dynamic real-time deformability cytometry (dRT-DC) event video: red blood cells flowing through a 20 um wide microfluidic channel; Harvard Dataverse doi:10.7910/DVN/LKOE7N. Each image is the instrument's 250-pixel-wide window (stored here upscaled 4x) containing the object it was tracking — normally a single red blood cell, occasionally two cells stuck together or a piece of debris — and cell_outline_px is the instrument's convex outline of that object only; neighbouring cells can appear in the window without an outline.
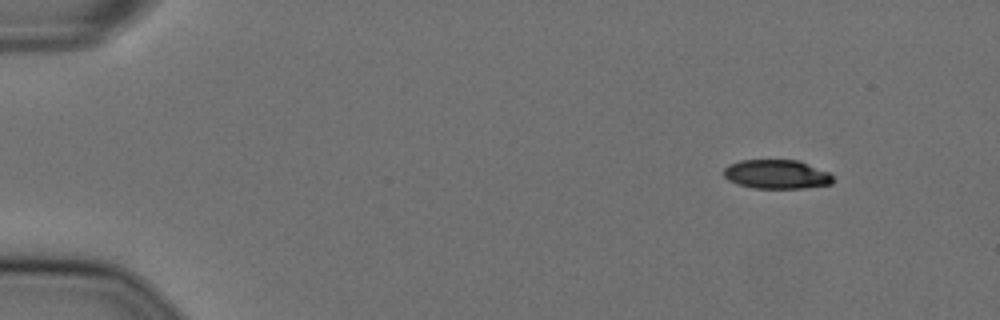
{"species": "Egyptian fruit bat (a non-hibernating species)", "species_latin": "Rousettus aegyptiacus", "temperature_condition": "cold", "stored_images_in_passage": 51, "camera_frame_rate_fps": 3000, "um_per_image_px": 0.085, "animal": {"sex": "female"}, "frame": {"image": 1, "passage_image": 1, "time_ms": 0.0, "image_size_px": [1000, 320], "cell_outline_px": [[832, 184], [804, 188], [752, 188], [736, 184], [728, 180], [724, 176], [724, 168], [728, 164], [740, 160], [800, 160], [828, 172], [832, 176]], "centroid_in_image_um": [65.98, 14.81], "position_along_channel_um": 19.0, "area_um2": 18.61}}
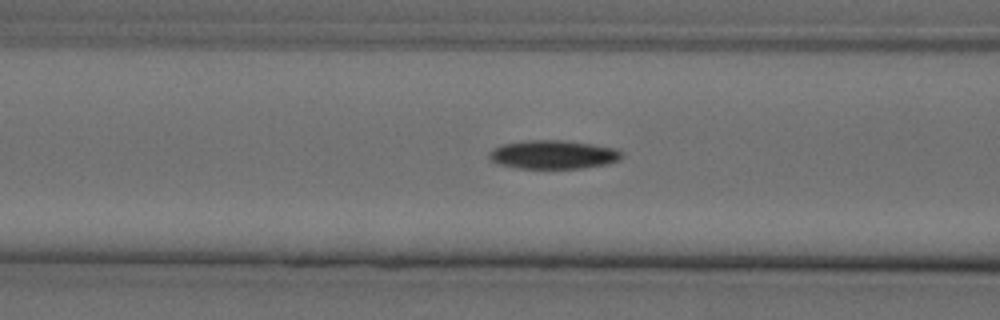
{"frame": {"image": 2, "passage_image": 18, "time_ms": 5.667, "image_size_px": [1000, 320], "cell_outline_px": [[624, 156], [620, 160], [608, 164], [580, 168], [520, 168], [500, 164], [492, 160], [488, 156], [488, 152], [492, 148], [500, 144], [524, 140], [568, 140], [616, 148], [624, 152]], "centroid_in_image_um": [47.06, 13.12], "position_along_channel_um": 119.5, "area_um2": 22.43}}
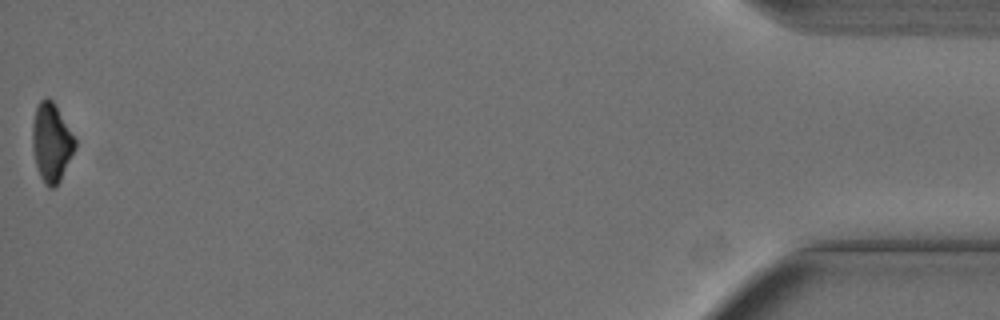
{"frame": {"image": 3, "passage_image": 51, "time_ms": 16.667, "image_size_px": [1000, 320], "cell_outline_px": [[76, 148], [56, 188], [48, 188], [44, 184], [40, 176], [36, 164], [32, 144], [32, 124], [36, 104], [44, 96], [48, 96], [56, 104], [76, 140]], "centroid_in_image_um": [4.37, 12.08], "position_along_channel_um": 430.8, "area_um2": 19.83}, "authors_computed_cell_mechanics": {"area_um2": 21.7328, "velocity_mm_per_s": 3.6378, "shape_relaxation_time_tau1_ms": 4.0938, "shape_relaxation_time_tau2_ms": null, "deformation_change_tau1": 0.1197, "deformation_change_tau2": null}}